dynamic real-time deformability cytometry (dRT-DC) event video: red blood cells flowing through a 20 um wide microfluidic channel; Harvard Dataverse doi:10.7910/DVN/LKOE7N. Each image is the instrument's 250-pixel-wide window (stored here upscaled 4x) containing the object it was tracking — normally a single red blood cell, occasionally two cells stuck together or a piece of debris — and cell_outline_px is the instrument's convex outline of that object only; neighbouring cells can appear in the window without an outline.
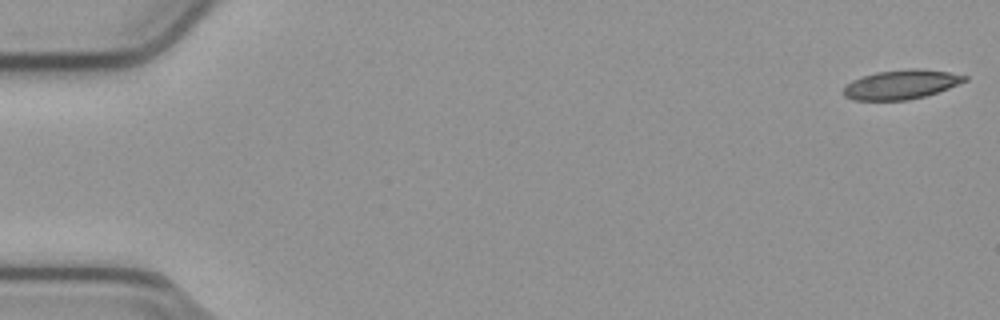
{"species": "common noctule bat (a hibernating species)", "species_latin": "Nyctalus noctula", "temperature_condition": "cold", "stored_images_in_passage": 13, "camera_frame_rate_fps": 3000, "um_per_image_px": 0.085, "animal": {"sex": "male", "body_mass_g": 23.1, "forearm_length_mm": 52.7}, "frame": {"image": 1, "passage_image": 1, "time_ms": 0.0, "image_size_px": [1000, 320], "cell_outline_px": [[968, 80], [948, 88], [924, 96], [908, 100], [852, 100], [844, 96], [840, 92], [844, 84], [852, 80], [876, 72], [908, 68], [920, 68], [948, 72], [968, 76]], "centroid_in_image_um": [76.54, 7.18], "position_along_channel_um": 8.5, "area_um2": 20.87}}